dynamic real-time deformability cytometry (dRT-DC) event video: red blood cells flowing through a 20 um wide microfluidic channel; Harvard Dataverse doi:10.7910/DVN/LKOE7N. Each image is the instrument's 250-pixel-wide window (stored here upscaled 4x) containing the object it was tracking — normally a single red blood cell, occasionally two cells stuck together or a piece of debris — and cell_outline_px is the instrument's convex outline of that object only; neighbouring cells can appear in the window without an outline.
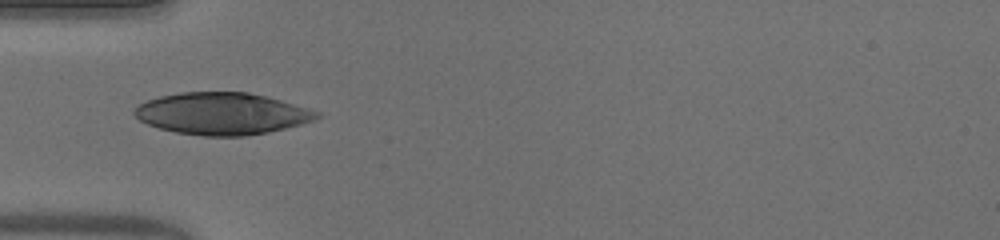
{"species": "human", "species_latin": "Homo sapiens", "temperature_condition": "warm", "stored_images_in_passage": 23, "camera_frame_rate_fps": 3000, "um_per_image_px": 0.085, "donor": {"sex": "male"}, "frame": {"image": 1, "passage_image": 1, "time_ms": 0.0, "image_size_px": [1000, 240], "cell_outline_px": [[320, 116], [316, 120], [268, 132], [244, 136], [204, 136], [176, 132], [160, 128], [148, 124], [140, 120], [132, 112], [140, 104], [148, 100], [160, 96], [180, 92], [248, 92], [268, 96], [308, 108], [320, 112]], "centroid_in_image_um": [18.89, 9.65], "position_along_channel_um": 66.1, "area_um2": 44.45}}
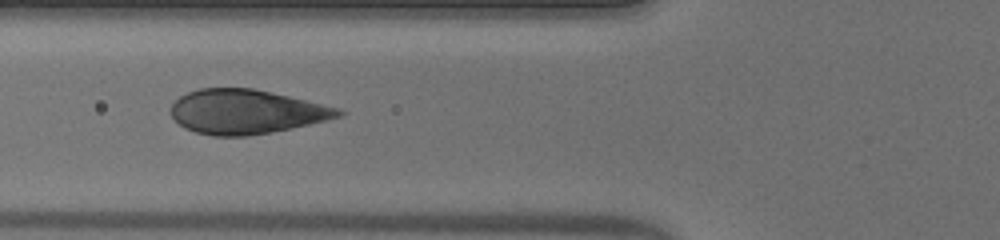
{"frame": {"image": 2, "passage_image": 4, "time_ms": 1.0, "image_size_px": [1000, 240], "cell_outline_px": [[344, 116], [308, 124], [248, 136], [212, 136], [196, 132], [184, 128], [168, 112], [172, 104], [180, 96], [188, 92], [200, 88], [252, 88], [288, 96], [340, 108], [344, 112]], "centroid_in_image_um": [20.89, 9.49], "position_along_channel_um": 104.9, "area_um2": 42.95}}